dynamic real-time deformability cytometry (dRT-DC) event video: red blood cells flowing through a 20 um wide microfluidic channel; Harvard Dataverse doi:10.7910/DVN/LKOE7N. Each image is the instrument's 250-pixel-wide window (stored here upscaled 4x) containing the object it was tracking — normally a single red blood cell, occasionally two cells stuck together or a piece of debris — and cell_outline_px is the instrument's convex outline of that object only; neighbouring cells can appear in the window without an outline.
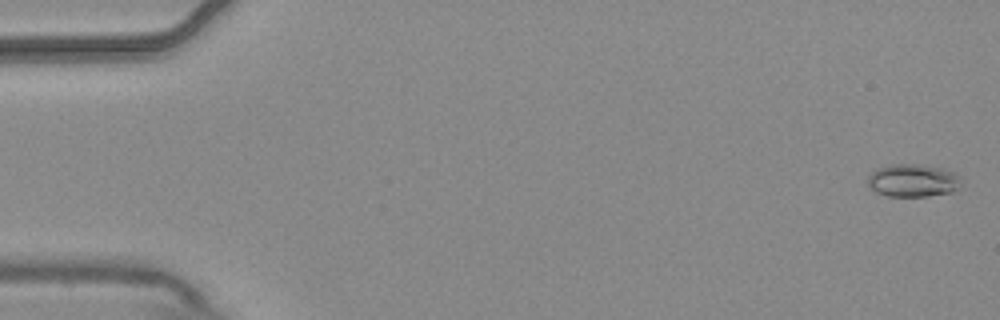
{"species": "common noctule bat (a hibernating species)", "species_latin": "Nyctalus noctula", "temperature_condition": "warm", "stored_images_in_passage": 4, "camera_frame_rate_fps": 3000, "um_per_image_px": 0.085, "animal": {"sex": "male", "body_mass_g": 20.4}, "frame": {"image": 1, "passage_image": 1, "time_ms": 0.0, "image_size_px": [1000, 320], "cell_outline_px": [[960, 188], [952, 192], [928, 196], [888, 196], [876, 192], [868, 184], [868, 176], [876, 168], [892, 164], [920, 164], [944, 168], [960, 176]], "centroid_in_image_um": [77.61, 15.33], "position_along_channel_um": 7.4, "area_um2": 17.98}}
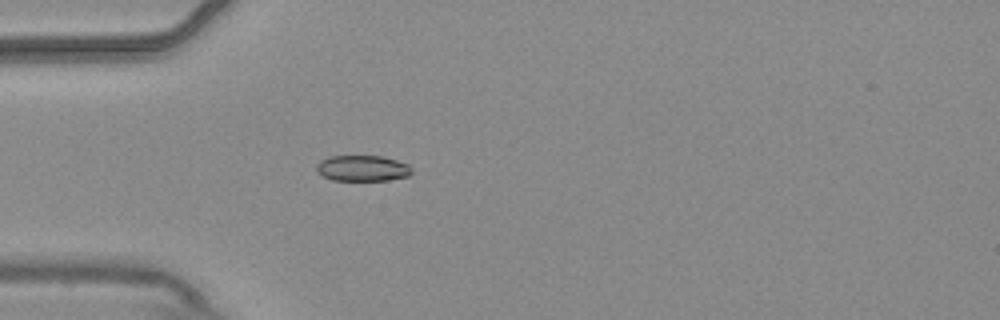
{"frame": {"image": 2, "passage_image": 4, "time_ms": 1.0, "image_size_px": [1000, 320], "cell_outline_px": [[412, 172], [408, 176], [388, 180], [332, 180], [324, 176], [316, 168], [316, 164], [320, 160], [328, 156], [384, 156], [408, 164], [412, 168]], "centroid_in_image_um": [30.83, 14.29], "position_along_channel_um": 54.2, "area_um2": 14.33}}